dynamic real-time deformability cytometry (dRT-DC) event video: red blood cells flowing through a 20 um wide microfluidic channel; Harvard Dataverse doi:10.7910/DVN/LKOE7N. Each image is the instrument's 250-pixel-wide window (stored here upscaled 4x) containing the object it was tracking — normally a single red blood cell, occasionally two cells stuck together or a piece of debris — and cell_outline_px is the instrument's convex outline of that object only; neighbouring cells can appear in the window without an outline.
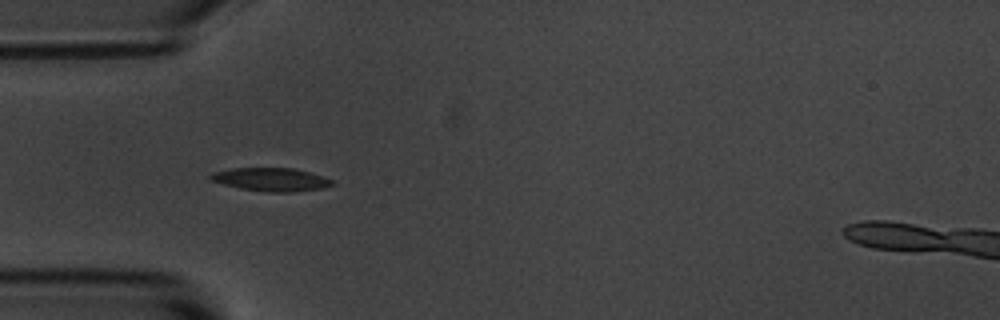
{"species": "common noctule bat (a hibernating species)", "species_latin": "Nyctalus noctula", "temperature_condition": "room temperature", "stored_images_in_passage": 6, "camera_frame_rate_fps": 3000, "um_per_image_px": 0.085, "animal": {"sex": "male", "body_mass_g": 20.1, "forearm_length_mm": 53.5}, "frame": {"image": 1, "passage_image": 5, "time_ms": 4.667, "image_size_px": [1000, 320], "cell_outline_px": [[336, 184], [324, 188], [292, 192], [264, 192], [240, 188], [224, 184], [212, 180], [208, 176], [212, 172], [232, 168], [292, 168], [324, 176], [336, 180]], "centroid_in_image_um": [23.1, 15.26], "position_along_channel_um": 61.9, "area_um2": 16.65}}